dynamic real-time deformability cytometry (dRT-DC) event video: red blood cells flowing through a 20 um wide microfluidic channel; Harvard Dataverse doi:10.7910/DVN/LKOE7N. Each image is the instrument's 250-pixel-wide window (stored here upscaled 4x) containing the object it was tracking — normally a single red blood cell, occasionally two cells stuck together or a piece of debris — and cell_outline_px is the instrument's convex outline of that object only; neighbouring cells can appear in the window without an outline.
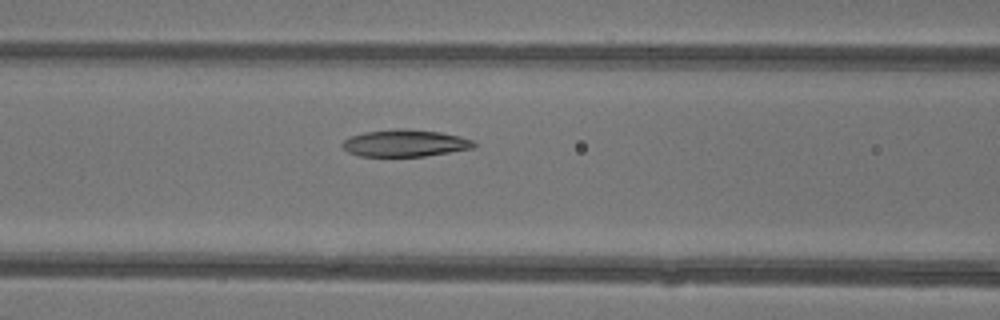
{"species": "common noctule bat (a hibernating species)", "species_latin": "Nyctalus noctula", "temperature_condition": "warm", "stored_images_in_passage": 11, "camera_frame_rate_fps": 3000, "um_per_image_px": 0.085, "animal": {"sex": "female"}, "frame": {"image": 1, "passage_image": 7, "time_ms": 2.0, "image_size_px": [1000, 320], "cell_outline_px": [[476, 148], [424, 156], [356, 156], [348, 152], [340, 144], [344, 140], [352, 136], [364, 132], [396, 128], [404, 128], [440, 132], [460, 136], [472, 140], [476, 144]], "centroid_in_image_um": [34.43, 12.16], "position_along_channel_um": 132.2, "area_um2": 20.81}}
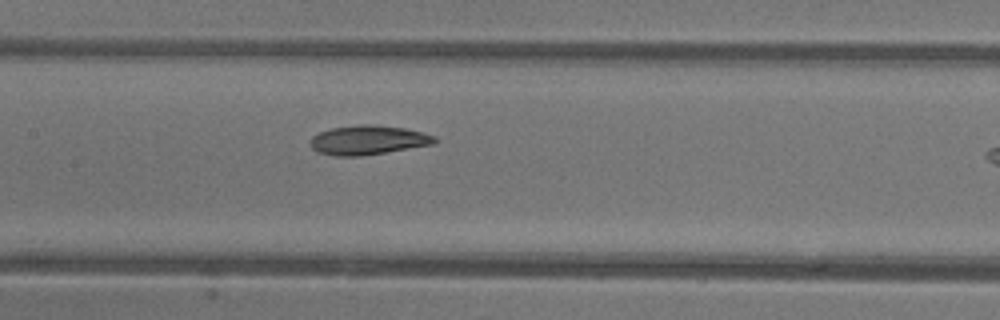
{"frame": {"image": 2, "passage_image": 10, "time_ms": 3.0, "image_size_px": [1000, 320], "cell_outline_px": [[436, 144], [360, 156], [336, 156], [316, 152], [308, 144], [312, 136], [320, 132], [332, 128], [360, 124], [372, 124], [404, 128], [424, 132], [436, 136]], "centroid_in_image_um": [31.28, 11.9], "position_along_channel_um": 176.1, "area_um2": 21.39}}